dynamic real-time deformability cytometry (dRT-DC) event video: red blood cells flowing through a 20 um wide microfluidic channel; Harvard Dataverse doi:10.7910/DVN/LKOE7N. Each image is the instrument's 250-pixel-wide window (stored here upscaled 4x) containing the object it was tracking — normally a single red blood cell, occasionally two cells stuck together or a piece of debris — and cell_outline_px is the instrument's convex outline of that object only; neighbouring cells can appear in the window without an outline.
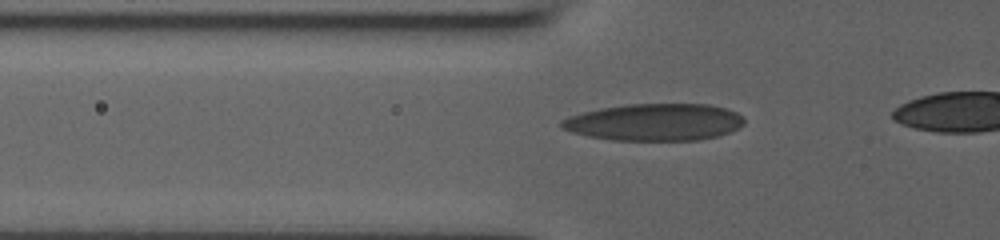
{"species": "human", "species_latin": "Homo sapiens", "temperature_condition": "room temperature", "stored_images_in_passage": 30, "camera_frame_rate_fps": 3000, "um_per_image_px": 0.085, "donor": {"sex": "male"}, "frame": {"image": 1, "passage_image": 4, "time_ms": 1.0, "image_size_px": [1000, 240], "cell_outline_px": [[744, 124], [720, 136], [700, 140], [612, 140], [588, 136], [572, 132], [560, 128], [560, 120], [568, 116], [600, 108], [628, 104], [708, 104], [724, 108], [736, 112], [744, 116]], "centroid_in_image_um": [55.63, 10.38], "position_along_channel_um": 70.2, "area_um2": 39.54}}
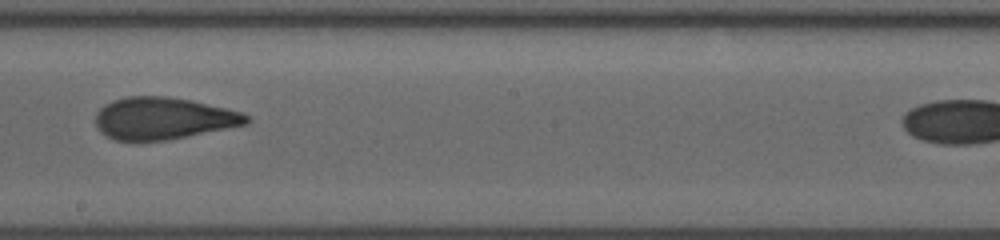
{"frame": {"image": 2, "passage_image": 16, "time_ms": 5.0, "image_size_px": [1000, 240], "cell_outline_px": [[252, 120], [248, 124], [164, 140], [116, 140], [100, 132], [96, 128], [96, 112], [104, 104], [112, 100], [128, 96], [168, 96], [192, 100], [240, 112], [248, 116]], "centroid_in_image_um": [13.84, 10.04], "position_along_channel_um": 234.4, "area_um2": 36.7}}
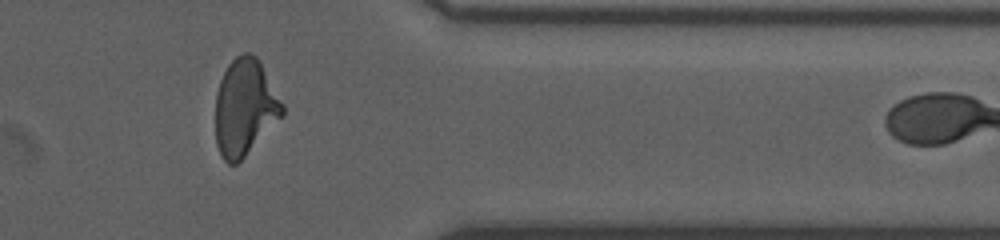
{"frame": {"image": 3, "passage_image": 28, "time_ms": 9.0, "image_size_px": [1000, 240], "cell_outline_px": [[284, 116], [236, 164], [228, 164], [220, 156], [216, 144], [216, 92], [220, 80], [228, 64], [236, 56], [244, 52], [248, 52], [256, 56], [260, 60], [284, 104]], "centroid_in_image_um": [20.82, 9.11], "position_along_channel_um": 390.6, "area_um2": 37.86}}